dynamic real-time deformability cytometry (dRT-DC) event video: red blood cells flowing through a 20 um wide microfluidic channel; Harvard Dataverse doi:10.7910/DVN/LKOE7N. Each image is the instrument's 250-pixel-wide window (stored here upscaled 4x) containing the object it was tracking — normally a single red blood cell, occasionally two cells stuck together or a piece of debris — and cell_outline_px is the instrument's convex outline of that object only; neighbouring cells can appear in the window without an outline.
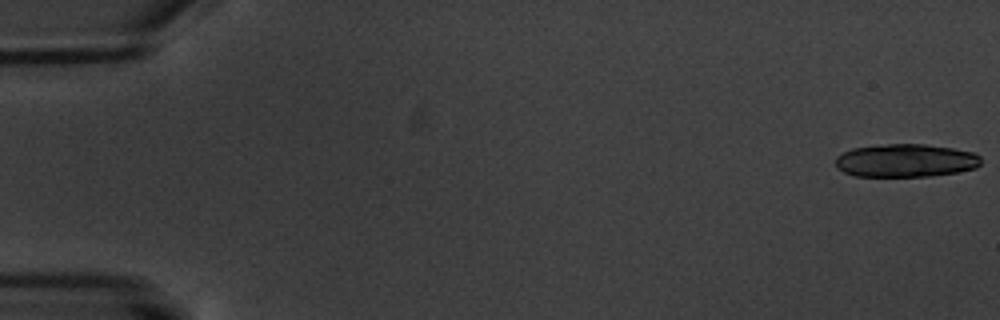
{"species": "common noctule bat (a hibernating species)", "species_latin": "Nyctalus noctula", "temperature_condition": "warm", "stored_images_in_passage": 8, "camera_frame_rate_fps": 3000, "um_per_image_px": 0.085, "animal": {"sex": "male", "body_mass_g": 20.1, "forearm_length_mm": 53.5}, "frame": {"image": 1, "passage_image": 1, "time_ms": 0.0, "image_size_px": [1000, 320], "cell_outline_px": [[980, 164], [976, 168], [956, 172], [932, 176], [856, 176], [844, 172], [836, 168], [836, 156], [852, 148], [888, 144], [924, 144], [952, 148], [976, 152], [980, 156]], "centroid_in_image_um": [76.99, 13.64], "position_along_channel_um": 8.0, "area_um2": 28.09}}
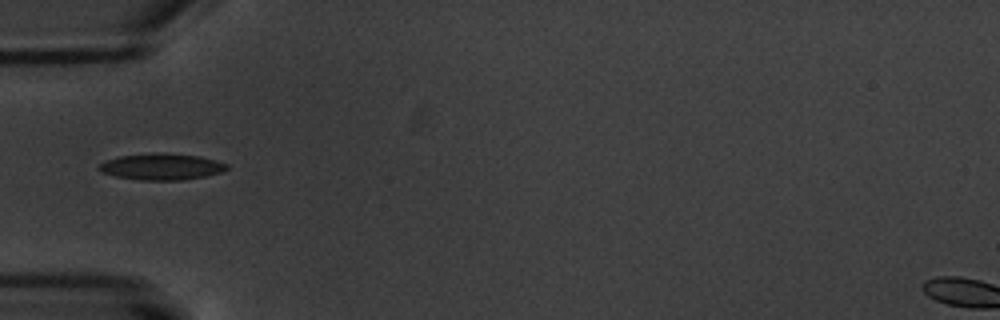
{"frame": {"image": 2, "passage_image": 7, "time_ms": 6.667, "image_size_px": [1000, 320], "cell_outline_px": [[228, 168], [220, 172], [204, 176], [180, 180], [140, 180], [116, 176], [100, 172], [96, 168], [100, 164], [108, 160], [120, 156], [152, 152], [164, 152], [200, 156], [216, 160], [228, 164]], "centroid_in_image_um": [13.72, 14.15], "position_along_channel_um": 71.3, "area_um2": 19.71}}